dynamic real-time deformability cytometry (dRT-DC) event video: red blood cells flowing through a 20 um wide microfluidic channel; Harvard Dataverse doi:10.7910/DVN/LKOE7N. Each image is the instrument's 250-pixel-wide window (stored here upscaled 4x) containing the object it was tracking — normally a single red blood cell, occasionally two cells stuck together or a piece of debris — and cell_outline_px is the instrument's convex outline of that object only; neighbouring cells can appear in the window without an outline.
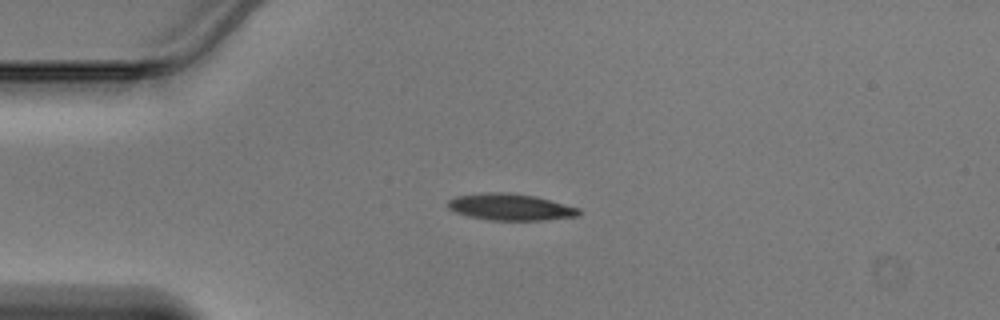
{"species": "Egyptian fruit bat (a non-hibernating species)", "species_latin": "Rousettus aegyptiacus", "temperature_condition": "warm", "stored_images_in_passage": 32, "camera_frame_rate_fps": 3000, "um_per_image_px": 0.085, "animal": {"sex": "male"}, "frame": {"image": 1, "passage_image": 1, "time_ms": 0.0, "image_size_px": [1000, 320], "cell_outline_px": [[580, 212], [576, 216], [540, 220], [488, 220], [468, 216], [456, 212], [448, 208], [448, 200], [456, 196], [484, 192], [512, 192], [536, 196], [580, 208]], "centroid_in_image_um": [43.36, 17.58], "position_along_channel_um": 41.6, "area_um2": 20.35}}
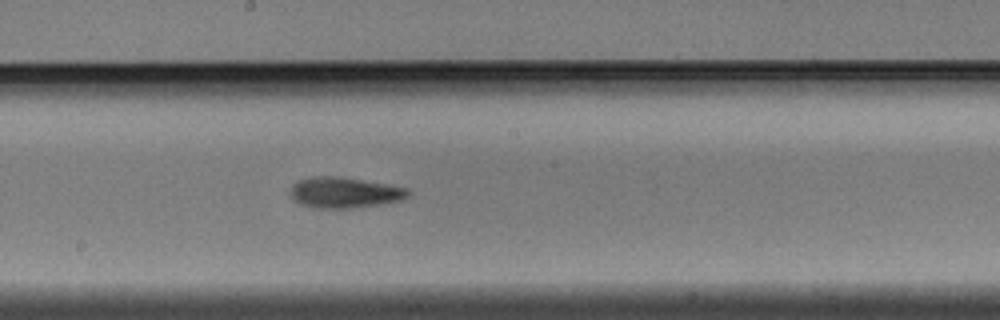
{"frame": {"image": 2, "passage_image": 15, "time_ms": 4.667, "image_size_px": [1000, 320], "cell_outline_px": [[412, 192], [408, 196], [400, 200], [384, 204], [356, 208], [312, 208], [300, 204], [292, 196], [292, 184], [300, 180], [316, 176], [336, 176], [408, 188]], "centroid_in_image_um": [29.31, 16.39], "position_along_channel_um": 218.9, "area_um2": 20.92}}
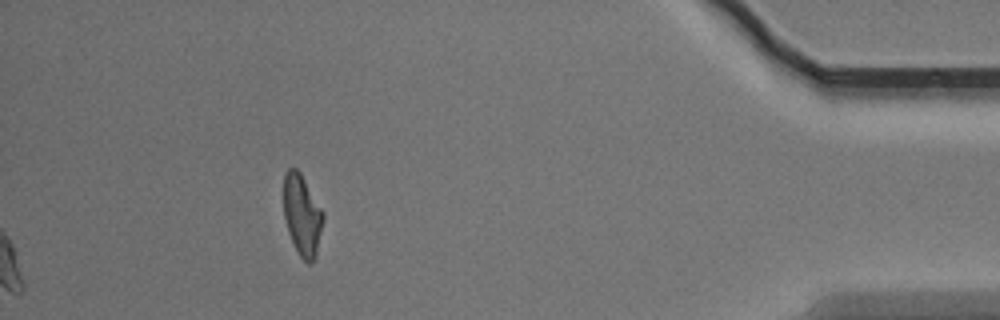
{"frame": {"image": 3, "passage_image": 32, "time_ms": 10.333, "image_size_px": [1000, 320], "cell_outline_px": [[324, 220], [316, 256], [312, 264], [308, 264], [300, 256], [288, 232], [284, 216], [284, 176], [288, 168], [296, 168], [300, 172], [324, 212]], "centroid_in_image_um": [25.7, 18.29], "position_along_channel_um": 409.5, "area_um2": 18.67}}